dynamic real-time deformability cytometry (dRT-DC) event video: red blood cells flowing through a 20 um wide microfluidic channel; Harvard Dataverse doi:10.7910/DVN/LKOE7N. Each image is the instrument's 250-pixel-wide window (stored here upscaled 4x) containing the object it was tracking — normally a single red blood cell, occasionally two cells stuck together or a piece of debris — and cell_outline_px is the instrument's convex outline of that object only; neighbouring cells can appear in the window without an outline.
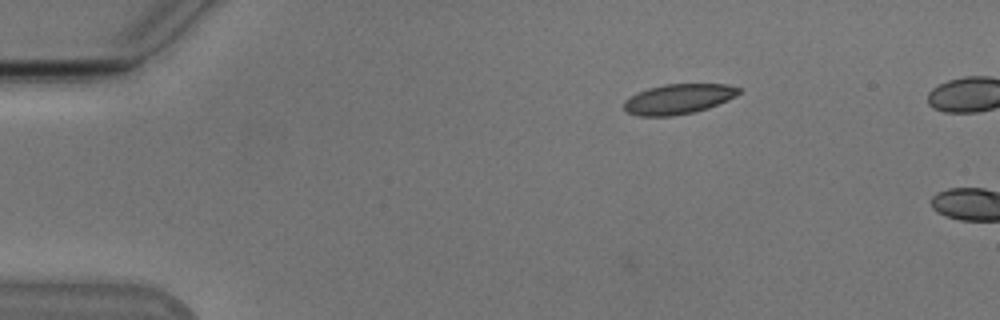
{"species": "Egyptian fruit bat (a non-hibernating species)", "species_latin": "Rousettus aegyptiacus", "temperature_condition": "cold", "stored_images_in_passage": 3, "camera_frame_rate_fps": 3000, "um_per_image_px": 0.085, "animal": {"sex": "male"}, "frame": {"image": 1, "passage_image": 1, "time_ms": 0.0, "image_size_px": [1000, 320], "cell_outline_px": [[740, 92], [728, 100], [708, 108], [692, 112], [672, 116], [640, 116], [628, 112], [624, 108], [624, 100], [636, 92], [648, 88], [664, 84], [728, 84], [740, 88]], "centroid_in_image_um": [57.64, 8.41], "position_along_channel_um": 27.4, "area_um2": 20.06}}